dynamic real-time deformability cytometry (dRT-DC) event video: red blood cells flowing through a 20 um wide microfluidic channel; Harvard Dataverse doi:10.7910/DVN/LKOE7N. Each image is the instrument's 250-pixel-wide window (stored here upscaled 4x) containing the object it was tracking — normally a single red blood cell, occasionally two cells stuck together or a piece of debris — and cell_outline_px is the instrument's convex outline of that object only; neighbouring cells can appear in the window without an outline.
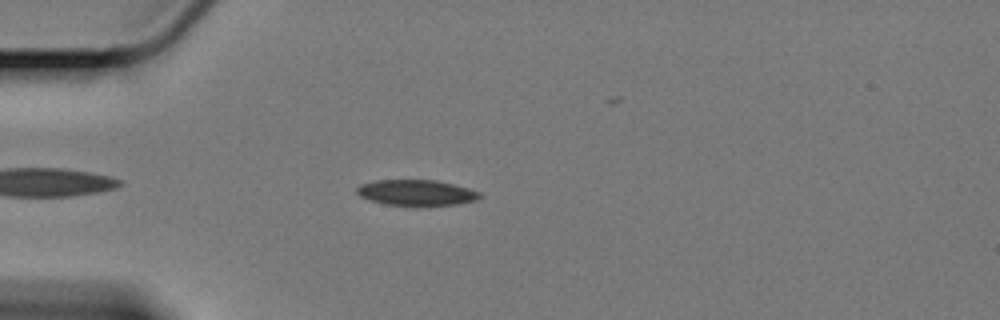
{"species": "Egyptian fruit bat (a non-hibernating species)", "species_latin": "Rousettus aegyptiacus", "temperature_condition": "cold", "stored_images_in_passage": 40, "camera_frame_rate_fps": 3000, "um_per_image_px": 0.085, "animal": {"sex": "female"}, "frame": {"image": 1, "passage_image": 6, "time_ms": 1.667, "image_size_px": [1000, 320], "cell_outline_px": [[484, 196], [476, 200], [456, 204], [388, 204], [372, 200], [360, 196], [356, 192], [356, 188], [360, 184], [376, 180], [436, 180], [468, 188], [480, 192]], "centroid_in_image_um": [35.4, 16.35], "position_along_channel_um": 49.6, "area_um2": 17.92}}
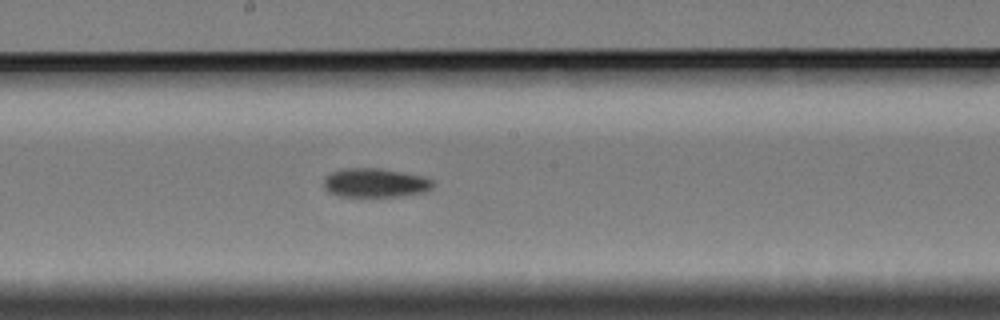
{"frame": {"image": 2, "passage_image": 22, "time_ms": 7.0, "image_size_px": [1000, 320], "cell_outline_px": [[432, 188], [424, 192], [396, 196], [340, 196], [328, 192], [324, 188], [324, 176], [340, 168], [380, 168], [424, 176], [432, 180]], "centroid_in_image_um": [31.85, 15.52], "position_along_channel_um": 216.4, "area_um2": 18.44}}
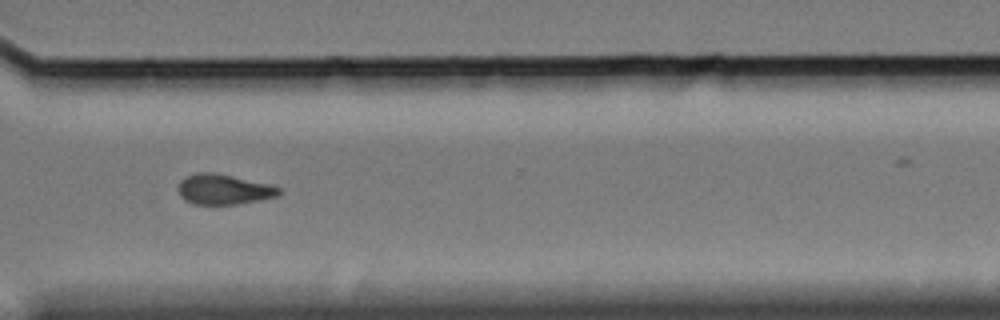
{"frame": {"image": 3, "passage_image": 34, "time_ms": 11.0, "image_size_px": [1000, 320], "cell_outline_px": [[280, 192], [276, 196], [236, 204], [196, 204], [184, 200], [180, 196], [176, 188], [180, 180], [184, 176], [196, 172], [212, 172], [232, 176], [268, 184], [280, 188]], "centroid_in_image_um": [18.91, 16.08], "position_along_channel_um": 351.7, "area_um2": 17.63}}